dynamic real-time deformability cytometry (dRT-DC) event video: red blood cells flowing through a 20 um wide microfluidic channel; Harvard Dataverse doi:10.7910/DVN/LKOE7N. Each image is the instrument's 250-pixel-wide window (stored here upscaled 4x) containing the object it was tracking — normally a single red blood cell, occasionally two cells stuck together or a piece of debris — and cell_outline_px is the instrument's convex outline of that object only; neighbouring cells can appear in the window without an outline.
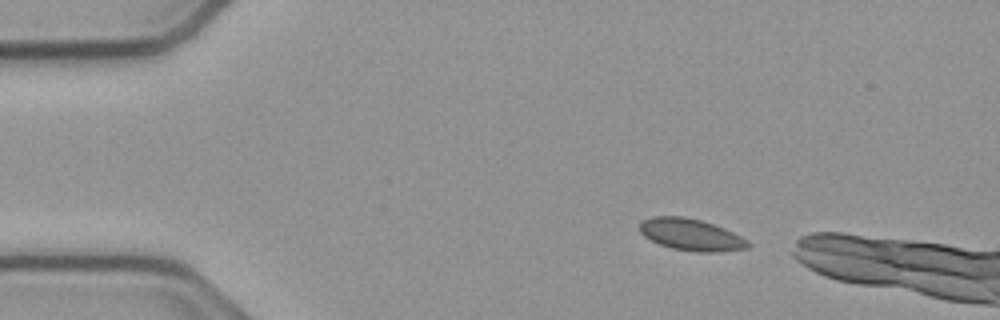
{"species": "common noctule bat (a hibernating species)", "species_latin": "Nyctalus noctula", "temperature_condition": "cold", "stored_images_in_passage": 5, "camera_frame_rate_fps": 3000, "um_per_image_px": 0.085, "animal": {"sex": "male", "body_mass_g": 23.1, "forearm_length_mm": 52.7}, "frame": {"image": 1, "passage_image": 1, "time_ms": 0.0, "image_size_px": [1000, 320], "cell_outline_px": [[752, 248], [720, 252], [696, 252], [672, 248], [660, 244], [644, 236], [640, 232], [640, 224], [644, 220], [652, 216], [684, 216], [700, 220], [724, 228], [748, 240], [752, 244]], "centroid_in_image_um": [58.79, 19.96], "position_along_channel_um": 26.2, "area_um2": 20.11}}